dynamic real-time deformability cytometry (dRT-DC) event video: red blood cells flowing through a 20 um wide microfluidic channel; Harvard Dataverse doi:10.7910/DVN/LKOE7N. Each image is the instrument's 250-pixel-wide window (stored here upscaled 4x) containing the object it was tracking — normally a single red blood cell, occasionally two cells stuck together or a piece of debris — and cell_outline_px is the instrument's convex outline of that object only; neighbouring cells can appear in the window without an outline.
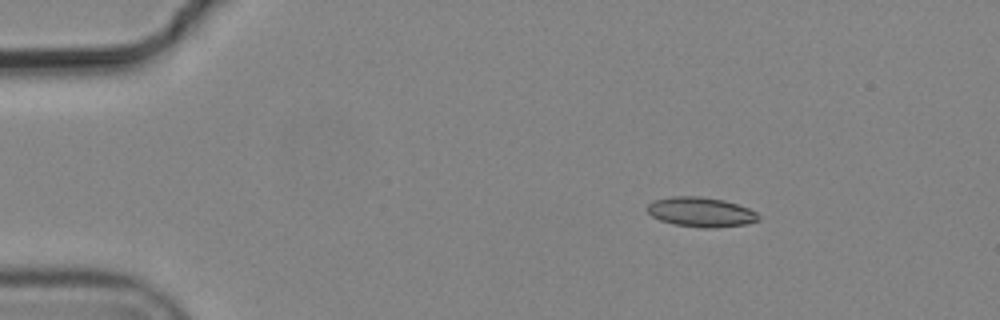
{"species": "common noctule bat (a hibernating species)", "species_latin": "Nyctalus noctula", "temperature_condition": "cold", "stored_images_in_passage": 3, "camera_frame_rate_fps": 3000, "um_per_image_px": 0.085, "animal": {"sex": "male", "body_mass_g": 19.2, "forearm_length_mm": 51.8}, "frame": {"image": 1, "passage_image": 1, "time_ms": 0.0, "image_size_px": [1000, 320], "cell_outline_px": [[760, 220], [744, 224], [716, 228], [700, 228], [676, 224], [660, 220], [652, 216], [644, 208], [648, 204], [656, 200], [672, 196], [700, 196], [724, 200], [748, 208], [756, 212], [760, 216]], "centroid_in_image_um": [59.57, 18.02], "position_along_channel_um": 25.4, "area_um2": 19.25}}